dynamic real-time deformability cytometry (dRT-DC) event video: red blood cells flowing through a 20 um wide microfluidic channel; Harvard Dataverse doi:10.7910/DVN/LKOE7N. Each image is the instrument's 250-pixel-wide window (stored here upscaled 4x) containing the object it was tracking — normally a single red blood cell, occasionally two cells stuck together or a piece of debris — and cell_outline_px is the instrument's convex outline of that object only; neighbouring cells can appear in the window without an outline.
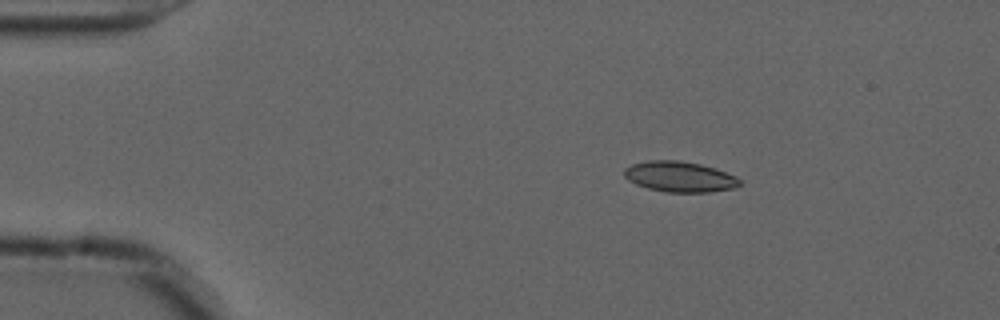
{"species": "common noctule bat (a hibernating species)", "species_latin": "Nyctalus noctula", "temperature_condition": "cold", "stored_images_in_passage": 47, "camera_frame_rate_fps": 3000, "um_per_image_px": 0.085, "animal": {"sex": "male", "forearm_length_mm": 52.5}, "frame": {"image": 1, "passage_image": 1, "time_ms": 0.0, "image_size_px": [1000, 320], "cell_outline_px": [[744, 184], [732, 188], [708, 192], [668, 192], [648, 188], [636, 184], [628, 180], [624, 176], [624, 168], [632, 164], [648, 160], [680, 160], [700, 164], [716, 168], [736, 176]], "centroid_in_image_um": [57.78, 15.01], "position_along_channel_um": 27.2, "area_um2": 20.63}}
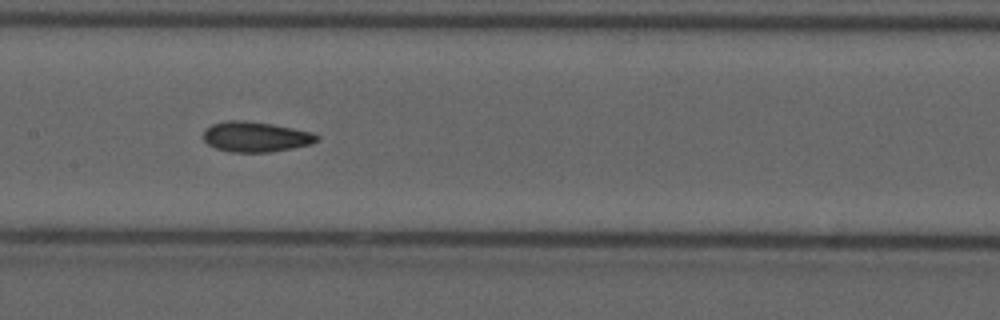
{"frame": {"image": 2, "passage_image": 19, "time_ms": 6.0, "image_size_px": [1000, 320], "cell_outline_px": [[320, 136], [312, 144], [292, 148], [268, 152], [232, 152], [216, 148], [208, 144], [204, 140], [204, 132], [212, 124], [228, 120], [244, 120], [272, 124], [312, 132]], "centroid_in_image_um": [21.74, 11.62], "position_along_channel_um": 185.7, "area_um2": 19.83}}
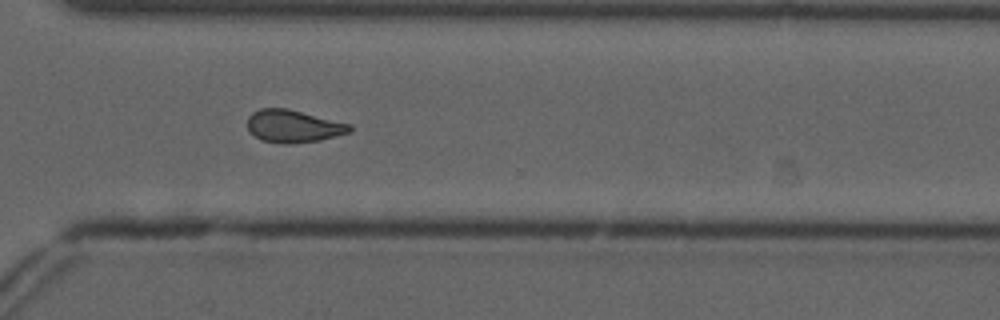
{"frame": {"image": 3, "passage_image": 32, "time_ms": 10.333, "image_size_px": [1000, 320], "cell_outline_px": [[352, 132], [320, 140], [288, 144], [280, 144], [260, 140], [248, 132], [248, 116], [252, 112], [260, 108], [288, 108], [352, 124]], "centroid_in_image_um": [24.93, 10.73], "position_along_channel_um": 345.7, "area_um2": 19.77}, "authors_computed_cell_mechanics": {"area_um2": 19.7098, "velocity_mm_per_s": 3.7014, "shape_relaxation_time_tau1_ms": null, "shape_relaxation_time_tau2_ms": 2.5522, "deformation_change_tau1": null, "deformation_change_tau2": 0.0857}}